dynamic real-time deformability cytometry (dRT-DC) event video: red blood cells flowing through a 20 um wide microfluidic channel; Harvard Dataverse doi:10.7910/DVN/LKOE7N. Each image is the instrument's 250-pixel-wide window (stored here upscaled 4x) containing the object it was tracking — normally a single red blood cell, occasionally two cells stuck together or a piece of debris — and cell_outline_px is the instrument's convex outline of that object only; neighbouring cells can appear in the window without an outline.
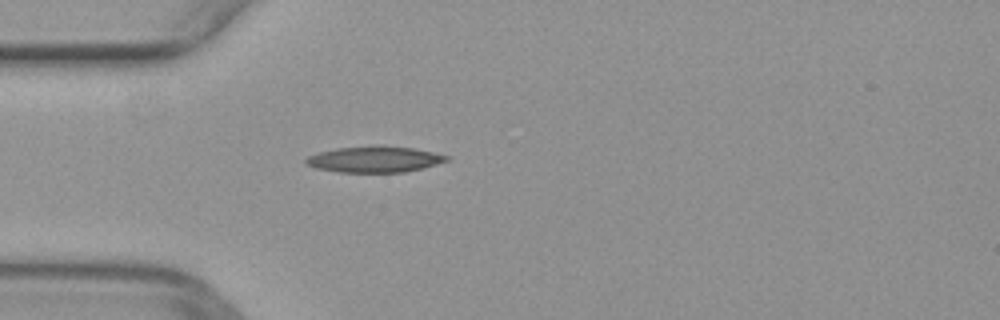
{"species": "common noctule bat (a hibernating species)", "species_latin": "Nyctalus noctula", "temperature_condition": "warm", "stored_images_in_passage": 28, "camera_frame_rate_fps": 3000, "um_per_image_px": 0.085, "animal": {"sex": "female", "body_mass_g": 29.2, "forearm_length_mm": 56.3}, "frame": {"image": 1, "passage_image": 2, "time_ms": 0.333, "image_size_px": [1000, 320], "cell_outline_px": [[448, 160], [436, 164], [404, 172], [340, 172], [316, 168], [304, 164], [304, 160], [308, 156], [316, 152], [336, 148], [380, 144], [412, 148], [432, 152], [448, 156]], "centroid_in_image_um": [31.76, 13.52], "position_along_channel_um": 53.2, "area_um2": 21.5}}
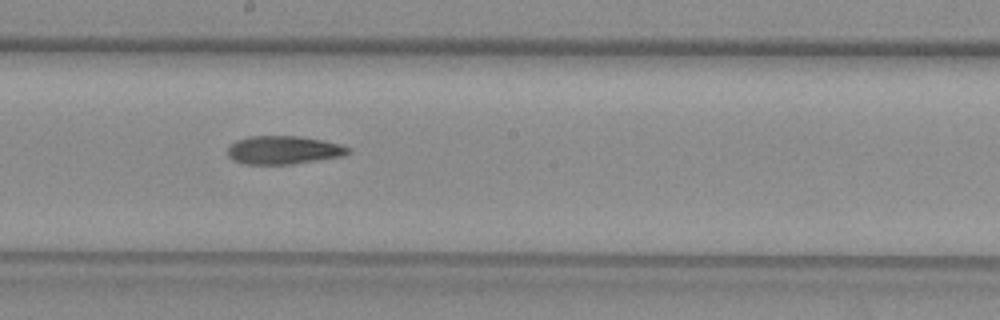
{"frame": {"image": 2, "passage_image": 15, "time_ms": 4.667, "image_size_px": [1000, 320], "cell_outline_px": [[352, 152], [344, 156], [292, 164], [244, 164], [232, 160], [228, 156], [228, 148], [236, 140], [248, 136], [296, 136], [324, 140], [340, 144], [352, 148]], "centroid_in_image_um": [24.13, 12.75], "position_along_channel_um": 224.1, "area_um2": 20.06}}
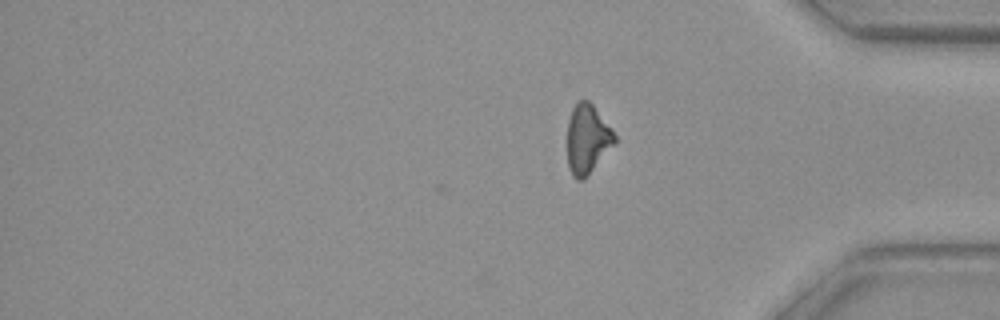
{"frame": {"image": 3, "passage_image": 28, "time_ms": 9.0, "image_size_px": [1000, 320], "cell_outline_px": [[616, 140], [588, 176], [584, 180], [576, 180], [572, 176], [568, 168], [568, 120], [572, 108], [580, 100], [588, 100], [592, 104], [612, 128], [616, 136]], "centroid_in_image_um": [49.91, 11.84], "position_along_channel_um": 385.3, "area_um2": 19.02}}